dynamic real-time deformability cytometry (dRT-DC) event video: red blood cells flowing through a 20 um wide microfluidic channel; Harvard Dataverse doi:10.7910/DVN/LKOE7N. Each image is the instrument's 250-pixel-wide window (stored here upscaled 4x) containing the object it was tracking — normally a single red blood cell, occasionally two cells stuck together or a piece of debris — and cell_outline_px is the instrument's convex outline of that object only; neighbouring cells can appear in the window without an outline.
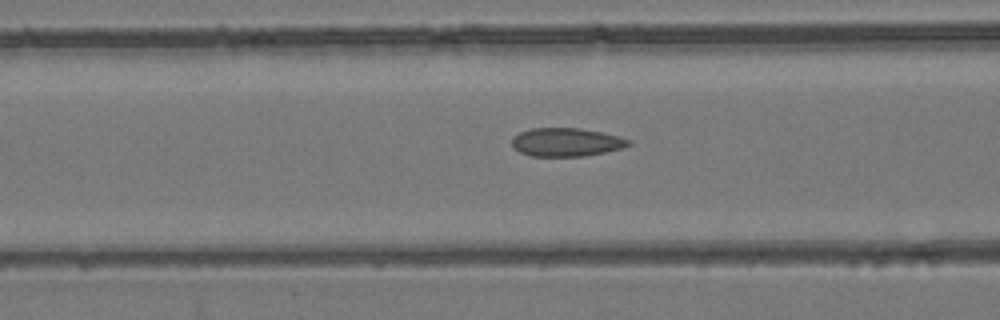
{"species": "common noctule bat (a hibernating species)", "species_latin": "Nyctalus noctula", "temperature_condition": "room temperature", "stored_images_in_passage": 5, "camera_frame_rate_fps": 3000, "um_per_image_px": 0.085, "animal": {"sex": "female", "body_mass_g": 24.6, "forearm_length_mm": 56.2}, "frame": {"image": 1, "passage_image": 4, "time_ms": 1.0, "image_size_px": [1000, 320], "cell_outline_px": [[632, 144], [624, 148], [584, 156], [532, 156], [520, 152], [512, 148], [512, 136], [520, 132], [532, 128], [580, 128], [620, 136], [632, 140]], "centroid_in_image_um": [48.15, 12.08], "position_along_channel_um": 118.5, "area_um2": 19.48}}